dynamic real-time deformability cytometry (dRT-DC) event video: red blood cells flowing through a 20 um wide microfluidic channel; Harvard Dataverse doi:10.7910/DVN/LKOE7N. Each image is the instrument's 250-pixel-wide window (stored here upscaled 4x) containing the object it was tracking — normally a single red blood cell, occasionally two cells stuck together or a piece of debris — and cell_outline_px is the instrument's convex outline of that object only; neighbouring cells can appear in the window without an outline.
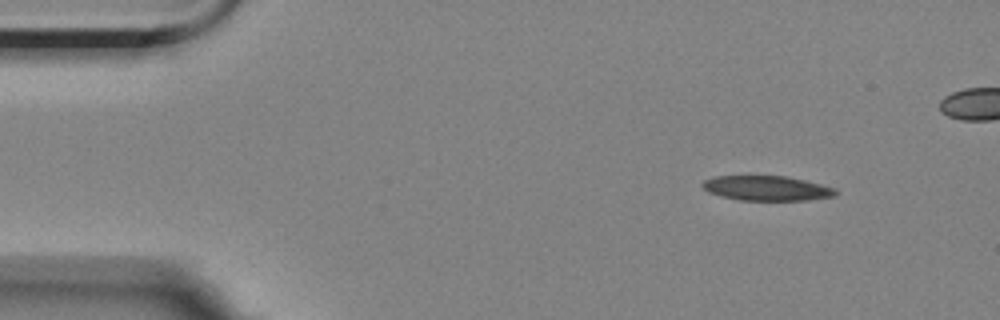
{"species": "Egyptian fruit bat (a non-hibernating species)", "species_latin": "Rousettus aegyptiacus", "temperature_condition": "room temperature", "stored_images_in_passage": 7, "segment_of_instrument_passage": [1, 2], "camera_frame_rate_fps": 3000, "um_per_image_px": 0.085, "animal": {"sex": "female"}, "frame": {"image": 1, "passage_image": 1, "time_ms": 0.0, "image_size_px": [1000, 320], "cell_outline_px": [[840, 192], [836, 196], [808, 200], [740, 200], [720, 196], [708, 192], [700, 184], [704, 180], [712, 176], [748, 172], [784, 176], [804, 180], [836, 188]], "centroid_in_image_um": [65.1, 15.94], "position_along_channel_um": 19.9, "area_um2": 20.4}}
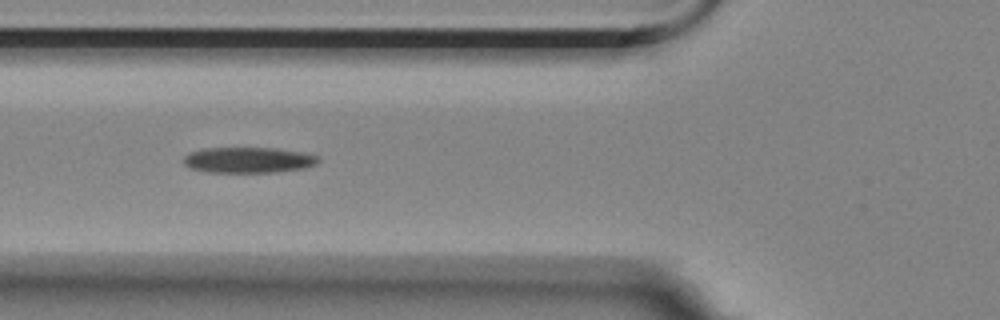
{"frame": {"image": 2, "passage_image": 5, "time_ms": 4.667, "image_size_px": [1000, 320], "cell_outline_px": [[320, 160], [316, 164], [304, 168], [276, 172], [208, 172], [192, 168], [184, 164], [184, 156], [188, 152], [204, 148], [276, 148], [304, 152], [320, 156]], "centroid_in_image_um": [21.14, 13.59], "position_along_channel_um": 104.7, "area_um2": 20.29}}
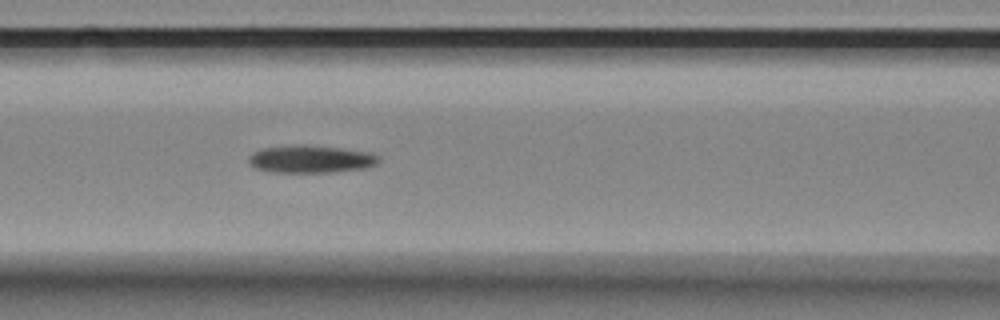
{"frame": {"image": 3, "passage_image": 6, "time_ms": 5.667, "image_size_px": [1000, 320], "cell_outline_px": [[380, 160], [376, 164], [368, 168], [332, 172], [276, 172], [256, 168], [248, 160], [248, 156], [252, 152], [260, 148], [296, 144], [308, 144], [340, 148], [368, 152], [380, 156]], "centroid_in_image_um": [26.42, 13.51], "position_along_channel_um": 140.2, "area_um2": 21.1}}